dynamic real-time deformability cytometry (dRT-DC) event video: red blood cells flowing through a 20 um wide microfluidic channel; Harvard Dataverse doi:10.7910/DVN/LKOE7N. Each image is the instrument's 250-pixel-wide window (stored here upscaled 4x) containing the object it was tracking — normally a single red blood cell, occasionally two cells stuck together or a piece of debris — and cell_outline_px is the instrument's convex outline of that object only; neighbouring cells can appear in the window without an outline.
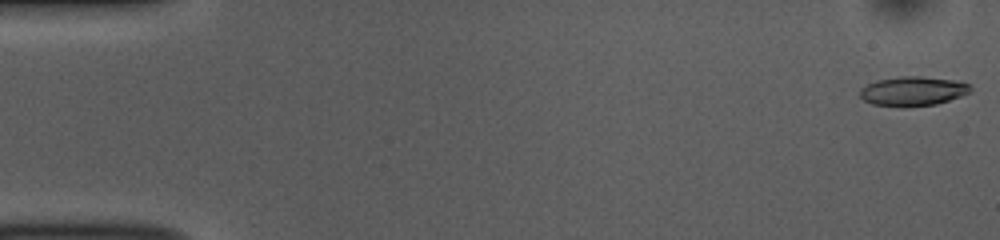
{"species": "common noctule bat (a hibernating species)", "species_latin": "Nyctalus noctula", "temperature_condition": "room temperature", "stored_images_in_passage": 53, "camera_frame_rate_fps": 3000, "um_per_image_px": 0.085, "animal": {"sex": "female", "body_mass_g": 10.0, "forearm_length_mm": 53.1}, "frame": {"image": 1, "passage_image": 1, "time_ms": 0.0, "image_size_px": [1000, 240], "cell_outline_px": [[972, 88], [968, 92], [960, 96], [936, 104], [872, 104], [864, 100], [860, 96], [860, 88], [876, 80], [900, 76], [920, 76], [960, 80], [968, 84]], "centroid_in_image_um": [77.61, 7.69], "position_along_channel_um": 7.4, "area_um2": 18.21}}
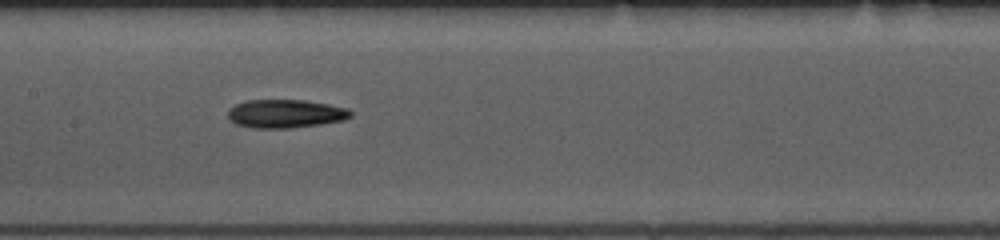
{"frame": {"image": 2, "passage_image": 26, "time_ms": 8.333, "image_size_px": [1000, 240], "cell_outline_px": [[352, 116], [344, 120], [320, 124], [288, 128], [252, 128], [236, 124], [228, 116], [228, 108], [236, 104], [248, 100], [304, 100], [328, 104], [348, 108], [352, 112]], "centroid_in_image_um": [24.27, 9.66], "position_along_channel_um": 183.1, "area_um2": 20.29}}
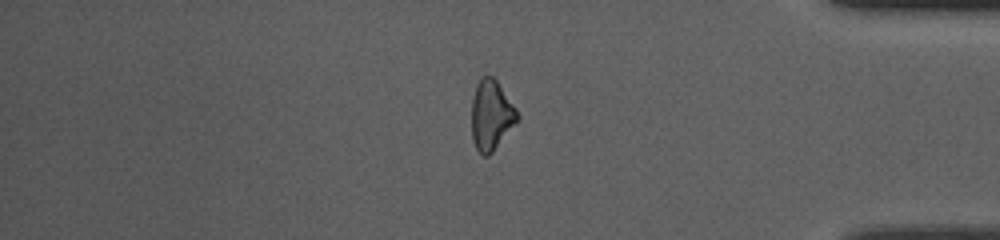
{"frame": {"image": 3, "passage_image": 45, "time_ms": 14.667, "image_size_px": [1000, 240], "cell_outline_px": [[520, 120], [492, 152], [488, 156], [484, 156], [476, 148], [472, 140], [472, 100], [476, 84], [480, 76], [492, 76], [496, 80], [516, 108], [520, 116]], "centroid_in_image_um": [41.77, 9.79], "position_along_channel_um": 393.4, "area_um2": 18.79}, "authors_computed_cell_mechanics": {"area_um2": 19.4786, "velocity_mm_per_s": 3.7434, "shape_relaxation_time_tau1_ms": 7.5605, "shape_relaxation_time_tau2_ms": 10.0902, "deformation_change_tau1": 0.1891, "deformation_change_tau2": 0.2451}}